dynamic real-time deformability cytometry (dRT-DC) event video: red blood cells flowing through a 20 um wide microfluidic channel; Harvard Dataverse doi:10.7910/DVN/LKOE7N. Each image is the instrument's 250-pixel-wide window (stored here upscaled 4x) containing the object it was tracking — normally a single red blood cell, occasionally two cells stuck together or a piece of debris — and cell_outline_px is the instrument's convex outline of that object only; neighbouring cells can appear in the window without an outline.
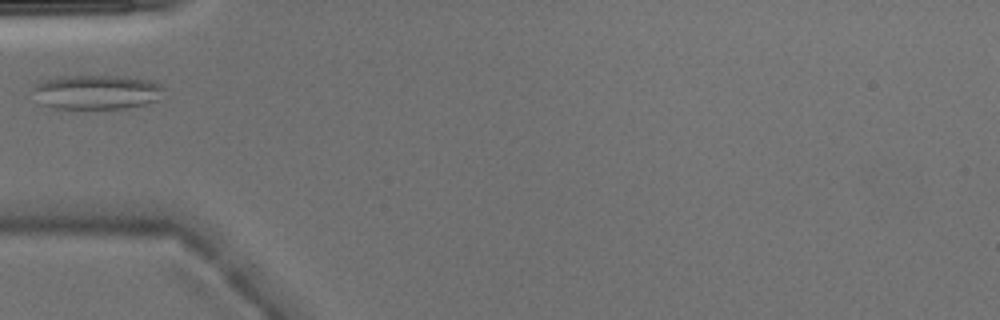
{"species": "Egyptian fruit bat (a non-hibernating species)", "species_latin": "Rousettus aegyptiacus", "temperature_condition": "warm", "stored_images_in_passage": 3, "camera_frame_rate_fps": 3000, "um_per_image_px": 0.085, "animal": {"sex": "male"}, "frame": {"image": 1, "passage_image": 3, "time_ms": 0.667, "image_size_px": [1000, 320], "cell_outline_px": [[164, 100], [148, 104], [128, 108], [52, 108], [40, 104], [28, 92], [32, 84], [64, 76], [120, 76], [152, 80], [160, 84], [164, 88]], "centroid_in_image_um": [8.22, 7.84], "position_along_channel_um": 76.8, "area_um2": 27.05}}